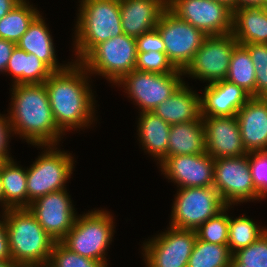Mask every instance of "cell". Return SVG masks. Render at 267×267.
<instances>
[{
    "label": "cell",
    "mask_w": 267,
    "mask_h": 267,
    "mask_svg": "<svg viewBox=\"0 0 267 267\" xmlns=\"http://www.w3.org/2000/svg\"><path fill=\"white\" fill-rule=\"evenodd\" d=\"M74 206L67 189H63L36 199L28 209L54 241L60 242L75 224L78 215Z\"/></svg>",
    "instance_id": "cell-15"
},
{
    "label": "cell",
    "mask_w": 267,
    "mask_h": 267,
    "mask_svg": "<svg viewBox=\"0 0 267 267\" xmlns=\"http://www.w3.org/2000/svg\"><path fill=\"white\" fill-rule=\"evenodd\" d=\"M185 82L152 111L170 125L196 121L201 117V97Z\"/></svg>",
    "instance_id": "cell-21"
},
{
    "label": "cell",
    "mask_w": 267,
    "mask_h": 267,
    "mask_svg": "<svg viewBox=\"0 0 267 267\" xmlns=\"http://www.w3.org/2000/svg\"><path fill=\"white\" fill-rule=\"evenodd\" d=\"M167 229L143 243L146 267H187L196 231L172 226Z\"/></svg>",
    "instance_id": "cell-13"
},
{
    "label": "cell",
    "mask_w": 267,
    "mask_h": 267,
    "mask_svg": "<svg viewBox=\"0 0 267 267\" xmlns=\"http://www.w3.org/2000/svg\"><path fill=\"white\" fill-rule=\"evenodd\" d=\"M249 170L258 193L267 185V151L248 153Z\"/></svg>",
    "instance_id": "cell-37"
},
{
    "label": "cell",
    "mask_w": 267,
    "mask_h": 267,
    "mask_svg": "<svg viewBox=\"0 0 267 267\" xmlns=\"http://www.w3.org/2000/svg\"><path fill=\"white\" fill-rule=\"evenodd\" d=\"M12 75L13 84H42L53 71L35 54L27 53L15 46L7 63L5 74Z\"/></svg>",
    "instance_id": "cell-25"
},
{
    "label": "cell",
    "mask_w": 267,
    "mask_h": 267,
    "mask_svg": "<svg viewBox=\"0 0 267 267\" xmlns=\"http://www.w3.org/2000/svg\"><path fill=\"white\" fill-rule=\"evenodd\" d=\"M267 228L258 226L246 215L234 218L229 217L228 247L233 254L237 250L254 243Z\"/></svg>",
    "instance_id": "cell-31"
},
{
    "label": "cell",
    "mask_w": 267,
    "mask_h": 267,
    "mask_svg": "<svg viewBox=\"0 0 267 267\" xmlns=\"http://www.w3.org/2000/svg\"><path fill=\"white\" fill-rule=\"evenodd\" d=\"M183 75L182 70L177 73L157 74L134 69L115 85L126 90L125 93L139 106L140 112H152L184 83L181 77Z\"/></svg>",
    "instance_id": "cell-9"
},
{
    "label": "cell",
    "mask_w": 267,
    "mask_h": 267,
    "mask_svg": "<svg viewBox=\"0 0 267 267\" xmlns=\"http://www.w3.org/2000/svg\"><path fill=\"white\" fill-rule=\"evenodd\" d=\"M16 43L0 38V73H4Z\"/></svg>",
    "instance_id": "cell-41"
},
{
    "label": "cell",
    "mask_w": 267,
    "mask_h": 267,
    "mask_svg": "<svg viewBox=\"0 0 267 267\" xmlns=\"http://www.w3.org/2000/svg\"><path fill=\"white\" fill-rule=\"evenodd\" d=\"M173 202L169 226L194 231L226 206L214 187L179 188Z\"/></svg>",
    "instance_id": "cell-8"
},
{
    "label": "cell",
    "mask_w": 267,
    "mask_h": 267,
    "mask_svg": "<svg viewBox=\"0 0 267 267\" xmlns=\"http://www.w3.org/2000/svg\"><path fill=\"white\" fill-rule=\"evenodd\" d=\"M89 76L84 66L74 61L44 82L55 123L64 134L69 129H85L95 121V97Z\"/></svg>",
    "instance_id": "cell-1"
},
{
    "label": "cell",
    "mask_w": 267,
    "mask_h": 267,
    "mask_svg": "<svg viewBox=\"0 0 267 267\" xmlns=\"http://www.w3.org/2000/svg\"><path fill=\"white\" fill-rule=\"evenodd\" d=\"M137 52L159 51L165 53V44L156 28L136 37Z\"/></svg>",
    "instance_id": "cell-38"
},
{
    "label": "cell",
    "mask_w": 267,
    "mask_h": 267,
    "mask_svg": "<svg viewBox=\"0 0 267 267\" xmlns=\"http://www.w3.org/2000/svg\"><path fill=\"white\" fill-rule=\"evenodd\" d=\"M201 97V117L234 116L252 97L242 87L226 79L207 84Z\"/></svg>",
    "instance_id": "cell-18"
},
{
    "label": "cell",
    "mask_w": 267,
    "mask_h": 267,
    "mask_svg": "<svg viewBox=\"0 0 267 267\" xmlns=\"http://www.w3.org/2000/svg\"><path fill=\"white\" fill-rule=\"evenodd\" d=\"M136 62V38L126 34L97 44L80 61L90 75H100L113 84L133 71Z\"/></svg>",
    "instance_id": "cell-7"
},
{
    "label": "cell",
    "mask_w": 267,
    "mask_h": 267,
    "mask_svg": "<svg viewBox=\"0 0 267 267\" xmlns=\"http://www.w3.org/2000/svg\"><path fill=\"white\" fill-rule=\"evenodd\" d=\"M12 260L18 265L48 264L56 241L28 208L3 211Z\"/></svg>",
    "instance_id": "cell-3"
},
{
    "label": "cell",
    "mask_w": 267,
    "mask_h": 267,
    "mask_svg": "<svg viewBox=\"0 0 267 267\" xmlns=\"http://www.w3.org/2000/svg\"><path fill=\"white\" fill-rule=\"evenodd\" d=\"M73 51L80 62L97 44L124 34L119 0H80Z\"/></svg>",
    "instance_id": "cell-4"
},
{
    "label": "cell",
    "mask_w": 267,
    "mask_h": 267,
    "mask_svg": "<svg viewBox=\"0 0 267 267\" xmlns=\"http://www.w3.org/2000/svg\"><path fill=\"white\" fill-rule=\"evenodd\" d=\"M228 267H246V265L239 264L233 257Z\"/></svg>",
    "instance_id": "cell-48"
},
{
    "label": "cell",
    "mask_w": 267,
    "mask_h": 267,
    "mask_svg": "<svg viewBox=\"0 0 267 267\" xmlns=\"http://www.w3.org/2000/svg\"><path fill=\"white\" fill-rule=\"evenodd\" d=\"M206 153L213 159L240 157L247 154L236 115L202 117Z\"/></svg>",
    "instance_id": "cell-17"
},
{
    "label": "cell",
    "mask_w": 267,
    "mask_h": 267,
    "mask_svg": "<svg viewBox=\"0 0 267 267\" xmlns=\"http://www.w3.org/2000/svg\"><path fill=\"white\" fill-rule=\"evenodd\" d=\"M7 114H0V157L3 160L13 159L9 155V138L13 136L12 126L10 124ZM12 134V135H11Z\"/></svg>",
    "instance_id": "cell-39"
},
{
    "label": "cell",
    "mask_w": 267,
    "mask_h": 267,
    "mask_svg": "<svg viewBox=\"0 0 267 267\" xmlns=\"http://www.w3.org/2000/svg\"><path fill=\"white\" fill-rule=\"evenodd\" d=\"M113 216L104 209L77 216L72 229L60 241L65 247L83 257L97 260L108 267L106 252L113 239Z\"/></svg>",
    "instance_id": "cell-5"
},
{
    "label": "cell",
    "mask_w": 267,
    "mask_h": 267,
    "mask_svg": "<svg viewBox=\"0 0 267 267\" xmlns=\"http://www.w3.org/2000/svg\"><path fill=\"white\" fill-rule=\"evenodd\" d=\"M156 29L165 44V53L173 66L184 71L192 62L195 53L207 37L201 30L164 10Z\"/></svg>",
    "instance_id": "cell-10"
},
{
    "label": "cell",
    "mask_w": 267,
    "mask_h": 267,
    "mask_svg": "<svg viewBox=\"0 0 267 267\" xmlns=\"http://www.w3.org/2000/svg\"><path fill=\"white\" fill-rule=\"evenodd\" d=\"M135 70L157 74L177 73L179 71L168 60L166 53L159 51L137 52Z\"/></svg>",
    "instance_id": "cell-36"
},
{
    "label": "cell",
    "mask_w": 267,
    "mask_h": 267,
    "mask_svg": "<svg viewBox=\"0 0 267 267\" xmlns=\"http://www.w3.org/2000/svg\"><path fill=\"white\" fill-rule=\"evenodd\" d=\"M0 267H19L13 260L0 261Z\"/></svg>",
    "instance_id": "cell-44"
},
{
    "label": "cell",
    "mask_w": 267,
    "mask_h": 267,
    "mask_svg": "<svg viewBox=\"0 0 267 267\" xmlns=\"http://www.w3.org/2000/svg\"><path fill=\"white\" fill-rule=\"evenodd\" d=\"M228 209H230V206L226 205L215 216L201 224L195 230L197 238L207 243L227 245L229 232Z\"/></svg>",
    "instance_id": "cell-32"
},
{
    "label": "cell",
    "mask_w": 267,
    "mask_h": 267,
    "mask_svg": "<svg viewBox=\"0 0 267 267\" xmlns=\"http://www.w3.org/2000/svg\"><path fill=\"white\" fill-rule=\"evenodd\" d=\"M213 187L227 206L258 200V191L249 170L248 153L215 159Z\"/></svg>",
    "instance_id": "cell-11"
},
{
    "label": "cell",
    "mask_w": 267,
    "mask_h": 267,
    "mask_svg": "<svg viewBox=\"0 0 267 267\" xmlns=\"http://www.w3.org/2000/svg\"><path fill=\"white\" fill-rule=\"evenodd\" d=\"M214 161L207 153L170 156L159 168L178 188L213 187Z\"/></svg>",
    "instance_id": "cell-16"
},
{
    "label": "cell",
    "mask_w": 267,
    "mask_h": 267,
    "mask_svg": "<svg viewBox=\"0 0 267 267\" xmlns=\"http://www.w3.org/2000/svg\"><path fill=\"white\" fill-rule=\"evenodd\" d=\"M236 118L246 152L267 151V98L251 97Z\"/></svg>",
    "instance_id": "cell-19"
},
{
    "label": "cell",
    "mask_w": 267,
    "mask_h": 267,
    "mask_svg": "<svg viewBox=\"0 0 267 267\" xmlns=\"http://www.w3.org/2000/svg\"><path fill=\"white\" fill-rule=\"evenodd\" d=\"M123 33L138 37L156 28L167 8L163 0H119Z\"/></svg>",
    "instance_id": "cell-20"
},
{
    "label": "cell",
    "mask_w": 267,
    "mask_h": 267,
    "mask_svg": "<svg viewBox=\"0 0 267 267\" xmlns=\"http://www.w3.org/2000/svg\"><path fill=\"white\" fill-rule=\"evenodd\" d=\"M242 8H267V0H235V10Z\"/></svg>",
    "instance_id": "cell-42"
},
{
    "label": "cell",
    "mask_w": 267,
    "mask_h": 267,
    "mask_svg": "<svg viewBox=\"0 0 267 267\" xmlns=\"http://www.w3.org/2000/svg\"><path fill=\"white\" fill-rule=\"evenodd\" d=\"M50 267H106L103 263L72 252L61 242H55L50 259Z\"/></svg>",
    "instance_id": "cell-34"
},
{
    "label": "cell",
    "mask_w": 267,
    "mask_h": 267,
    "mask_svg": "<svg viewBox=\"0 0 267 267\" xmlns=\"http://www.w3.org/2000/svg\"><path fill=\"white\" fill-rule=\"evenodd\" d=\"M255 68V97L267 98V43L243 44Z\"/></svg>",
    "instance_id": "cell-33"
},
{
    "label": "cell",
    "mask_w": 267,
    "mask_h": 267,
    "mask_svg": "<svg viewBox=\"0 0 267 267\" xmlns=\"http://www.w3.org/2000/svg\"><path fill=\"white\" fill-rule=\"evenodd\" d=\"M12 87V107L7 115L13 135H19L33 146L58 145L65 134L55 123L44 83Z\"/></svg>",
    "instance_id": "cell-2"
},
{
    "label": "cell",
    "mask_w": 267,
    "mask_h": 267,
    "mask_svg": "<svg viewBox=\"0 0 267 267\" xmlns=\"http://www.w3.org/2000/svg\"><path fill=\"white\" fill-rule=\"evenodd\" d=\"M0 205L2 208V212L4 210V195H3V187H2V180H1V176H0Z\"/></svg>",
    "instance_id": "cell-46"
},
{
    "label": "cell",
    "mask_w": 267,
    "mask_h": 267,
    "mask_svg": "<svg viewBox=\"0 0 267 267\" xmlns=\"http://www.w3.org/2000/svg\"><path fill=\"white\" fill-rule=\"evenodd\" d=\"M138 137L142 148L159 162L167 155L171 125L153 112H140Z\"/></svg>",
    "instance_id": "cell-24"
},
{
    "label": "cell",
    "mask_w": 267,
    "mask_h": 267,
    "mask_svg": "<svg viewBox=\"0 0 267 267\" xmlns=\"http://www.w3.org/2000/svg\"><path fill=\"white\" fill-rule=\"evenodd\" d=\"M22 0H0V19L7 15Z\"/></svg>",
    "instance_id": "cell-43"
},
{
    "label": "cell",
    "mask_w": 267,
    "mask_h": 267,
    "mask_svg": "<svg viewBox=\"0 0 267 267\" xmlns=\"http://www.w3.org/2000/svg\"><path fill=\"white\" fill-rule=\"evenodd\" d=\"M232 257L246 267H267V231L254 243L234 252Z\"/></svg>",
    "instance_id": "cell-35"
},
{
    "label": "cell",
    "mask_w": 267,
    "mask_h": 267,
    "mask_svg": "<svg viewBox=\"0 0 267 267\" xmlns=\"http://www.w3.org/2000/svg\"><path fill=\"white\" fill-rule=\"evenodd\" d=\"M39 14L29 1L22 0L0 19V38L17 43Z\"/></svg>",
    "instance_id": "cell-28"
},
{
    "label": "cell",
    "mask_w": 267,
    "mask_h": 267,
    "mask_svg": "<svg viewBox=\"0 0 267 267\" xmlns=\"http://www.w3.org/2000/svg\"><path fill=\"white\" fill-rule=\"evenodd\" d=\"M267 196V185L258 193V200H262Z\"/></svg>",
    "instance_id": "cell-47"
},
{
    "label": "cell",
    "mask_w": 267,
    "mask_h": 267,
    "mask_svg": "<svg viewBox=\"0 0 267 267\" xmlns=\"http://www.w3.org/2000/svg\"><path fill=\"white\" fill-rule=\"evenodd\" d=\"M215 1L225 3L232 9L233 12L235 11V0H215Z\"/></svg>",
    "instance_id": "cell-45"
},
{
    "label": "cell",
    "mask_w": 267,
    "mask_h": 267,
    "mask_svg": "<svg viewBox=\"0 0 267 267\" xmlns=\"http://www.w3.org/2000/svg\"><path fill=\"white\" fill-rule=\"evenodd\" d=\"M167 8L206 36L232 33L233 11L215 0H169Z\"/></svg>",
    "instance_id": "cell-12"
},
{
    "label": "cell",
    "mask_w": 267,
    "mask_h": 267,
    "mask_svg": "<svg viewBox=\"0 0 267 267\" xmlns=\"http://www.w3.org/2000/svg\"><path fill=\"white\" fill-rule=\"evenodd\" d=\"M4 160L0 157V165H1V163L3 162Z\"/></svg>",
    "instance_id": "cell-50"
},
{
    "label": "cell",
    "mask_w": 267,
    "mask_h": 267,
    "mask_svg": "<svg viewBox=\"0 0 267 267\" xmlns=\"http://www.w3.org/2000/svg\"><path fill=\"white\" fill-rule=\"evenodd\" d=\"M4 195V211L7 209L28 208L27 169L14 159L4 160L0 165Z\"/></svg>",
    "instance_id": "cell-27"
},
{
    "label": "cell",
    "mask_w": 267,
    "mask_h": 267,
    "mask_svg": "<svg viewBox=\"0 0 267 267\" xmlns=\"http://www.w3.org/2000/svg\"><path fill=\"white\" fill-rule=\"evenodd\" d=\"M39 14L29 25L27 31L16 43L20 49L27 53L35 54L53 72L61 71L68 64H59L56 59L54 43L45 19Z\"/></svg>",
    "instance_id": "cell-22"
},
{
    "label": "cell",
    "mask_w": 267,
    "mask_h": 267,
    "mask_svg": "<svg viewBox=\"0 0 267 267\" xmlns=\"http://www.w3.org/2000/svg\"><path fill=\"white\" fill-rule=\"evenodd\" d=\"M238 44L232 33L207 36L183 71L184 76L189 75L208 84L226 79L232 52Z\"/></svg>",
    "instance_id": "cell-14"
},
{
    "label": "cell",
    "mask_w": 267,
    "mask_h": 267,
    "mask_svg": "<svg viewBox=\"0 0 267 267\" xmlns=\"http://www.w3.org/2000/svg\"><path fill=\"white\" fill-rule=\"evenodd\" d=\"M2 220V221H1ZM0 220V261L12 260L5 217Z\"/></svg>",
    "instance_id": "cell-40"
},
{
    "label": "cell",
    "mask_w": 267,
    "mask_h": 267,
    "mask_svg": "<svg viewBox=\"0 0 267 267\" xmlns=\"http://www.w3.org/2000/svg\"><path fill=\"white\" fill-rule=\"evenodd\" d=\"M255 71L248 50L238 44L232 52L226 80L242 87L252 97H255Z\"/></svg>",
    "instance_id": "cell-29"
},
{
    "label": "cell",
    "mask_w": 267,
    "mask_h": 267,
    "mask_svg": "<svg viewBox=\"0 0 267 267\" xmlns=\"http://www.w3.org/2000/svg\"><path fill=\"white\" fill-rule=\"evenodd\" d=\"M24 267H50L48 264L44 265H24Z\"/></svg>",
    "instance_id": "cell-49"
},
{
    "label": "cell",
    "mask_w": 267,
    "mask_h": 267,
    "mask_svg": "<svg viewBox=\"0 0 267 267\" xmlns=\"http://www.w3.org/2000/svg\"><path fill=\"white\" fill-rule=\"evenodd\" d=\"M40 147L45 151L27 167L28 207L48 193L66 189L65 184L73 173L75 160L70 152L60 151L56 145H38L37 148Z\"/></svg>",
    "instance_id": "cell-6"
},
{
    "label": "cell",
    "mask_w": 267,
    "mask_h": 267,
    "mask_svg": "<svg viewBox=\"0 0 267 267\" xmlns=\"http://www.w3.org/2000/svg\"><path fill=\"white\" fill-rule=\"evenodd\" d=\"M204 153H206L205 133L200 117L196 121L171 125L167 155L157 163L160 165L170 156Z\"/></svg>",
    "instance_id": "cell-23"
},
{
    "label": "cell",
    "mask_w": 267,
    "mask_h": 267,
    "mask_svg": "<svg viewBox=\"0 0 267 267\" xmlns=\"http://www.w3.org/2000/svg\"><path fill=\"white\" fill-rule=\"evenodd\" d=\"M232 34L240 45L267 43V8L235 10Z\"/></svg>",
    "instance_id": "cell-26"
},
{
    "label": "cell",
    "mask_w": 267,
    "mask_h": 267,
    "mask_svg": "<svg viewBox=\"0 0 267 267\" xmlns=\"http://www.w3.org/2000/svg\"><path fill=\"white\" fill-rule=\"evenodd\" d=\"M233 254L228 245L196 239L187 267H228Z\"/></svg>",
    "instance_id": "cell-30"
}]
</instances>
